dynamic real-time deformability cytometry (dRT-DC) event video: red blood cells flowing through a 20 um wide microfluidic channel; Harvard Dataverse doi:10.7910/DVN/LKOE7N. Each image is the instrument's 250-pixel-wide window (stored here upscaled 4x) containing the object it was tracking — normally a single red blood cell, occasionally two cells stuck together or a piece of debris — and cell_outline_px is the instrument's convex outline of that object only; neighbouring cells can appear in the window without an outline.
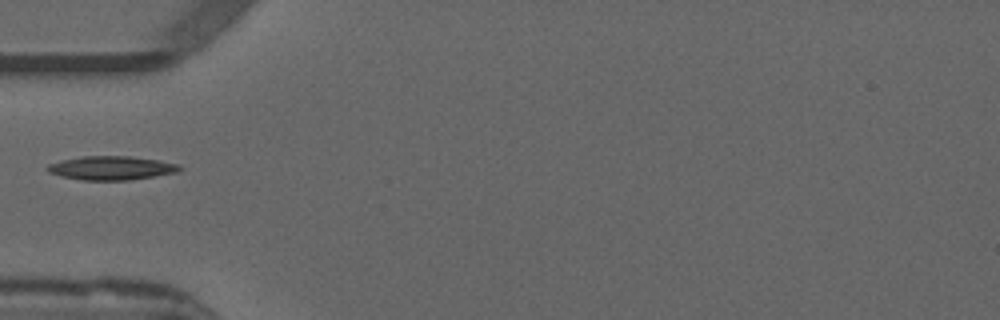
{"species": "common noctule bat (a hibernating species)", "species_latin": "Nyctalus noctula", "temperature_condition": "warm", "stored_images_in_passage": 36, "camera_frame_rate_fps": 3000, "um_per_image_px": 0.085, "animal": {"sex": "male", "forearm_length_mm": 52.5}, "frame": {"image": 1, "passage_image": 1, "time_ms": 0.0, "image_size_px": [1000, 320], "cell_outline_px": [[180, 168], [176, 172], [128, 180], [84, 180], [60, 176], [48, 172], [44, 168], [48, 164], [64, 160], [84, 156], [128, 156], [156, 160], [180, 164]], "centroid_in_image_um": [9.41, 14.28], "position_along_channel_um": 75.6, "area_um2": 18.03}}
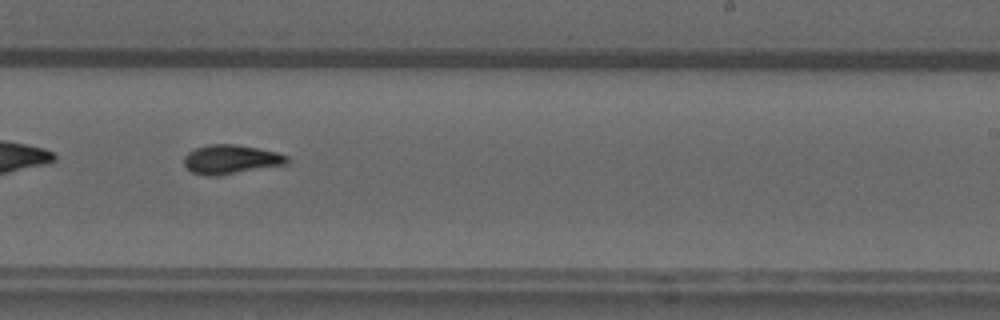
{"frame": {"image": 2, "passage_image": 16, "time_ms": 5.0, "image_size_px": [1000, 320], "cell_outline_px": [[288, 164], [216, 176], [204, 176], [192, 172], [184, 164], [184, 156], [188, 152], [196, 148], [208, 144], [236, 144], [276, 152], [288, 156]], "centroid_in_image_um": [19.61, 13.55], "position_along_channel_um": 269.4, "area_um2": 17.46}}